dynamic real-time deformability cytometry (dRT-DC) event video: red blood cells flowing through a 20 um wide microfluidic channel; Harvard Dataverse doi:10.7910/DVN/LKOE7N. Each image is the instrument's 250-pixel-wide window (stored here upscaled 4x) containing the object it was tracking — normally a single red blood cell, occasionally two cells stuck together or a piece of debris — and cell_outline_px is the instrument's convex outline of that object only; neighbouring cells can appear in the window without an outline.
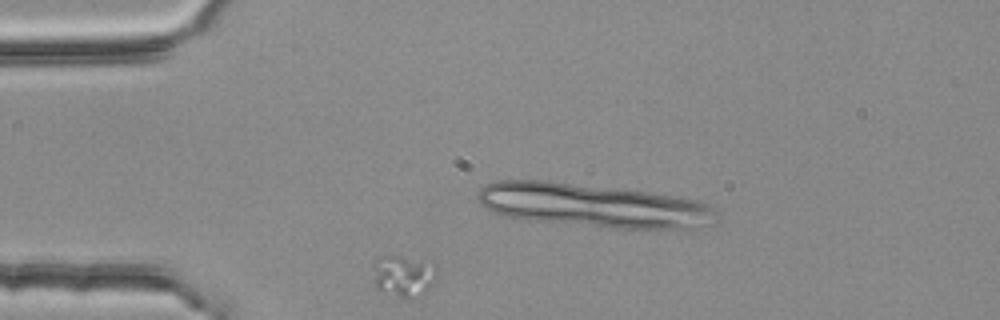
{"species": "common noctule bat (a hibernating species)", "species_latin": "Nyctalus noctula", "temperature_condition": "room temperature", "stored_images_in_passage": 3, "camera_frame_rate_fps": 3000, "um_per_image_px": 0.085, "animal": {"sex": "female", "body_mass_g": 25.1}, "frame": {"image": 1, "passage_image": 1, "time_ms": 0.0, "image_size_px": [1000, 320], "cell_outline_px": [[436, 280], [428, 292], [408, 300], [404, 300], [376, 288], [372, 268], [372, 264], [388, 256], [400, 256], [432, 260], [436, 264]], "centroid_in_image_um": [34.38, 23.47], "position_along_channel_um": 50.6, "area_um2": 16.01}}